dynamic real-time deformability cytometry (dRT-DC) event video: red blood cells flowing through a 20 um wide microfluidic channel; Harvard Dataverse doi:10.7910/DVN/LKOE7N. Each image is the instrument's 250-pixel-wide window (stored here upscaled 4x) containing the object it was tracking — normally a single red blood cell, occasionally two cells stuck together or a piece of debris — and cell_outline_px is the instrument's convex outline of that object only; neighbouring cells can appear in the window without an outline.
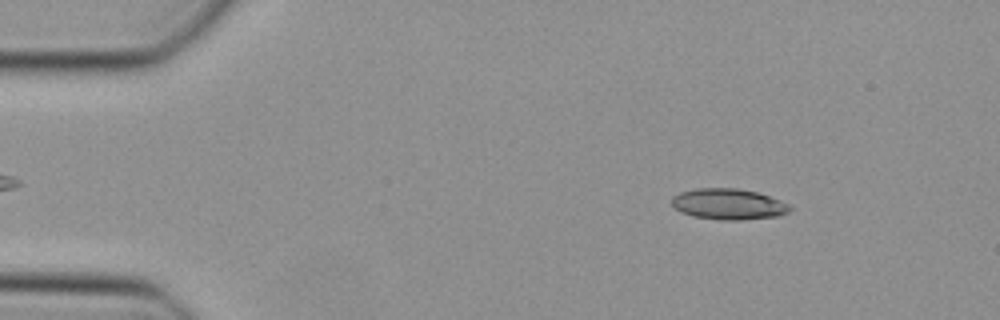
{"species": "Egyptian fruit bat (a non-hibernating species)", "species_latin": "Rousettus aegyptiacus", "temperature_condition": "cold", "stored_images_in_passage": 47, "camera_frame_rate_fps": 3000, "um_per_image_px": 0.085, "animal": {"sex": "female"}, "frame": {"image": 1, "passage_image": 6, "time_ms": 1.667, "image_size_px": [1000, 320], "cell_outline_px": [[792, 208], [788, 212], [780, 216], [744, 220], [720, 220], [692, 216], [680, 212], [672, 204], [672, 196], [680, 192], [696, 188], [736, 188], [756, 192], [780, 200], [788, 204]], "centroid_in_image_um": [61.91, 17.36], "position_along_channel_um": 23.1, "area_um2": 21.39}}
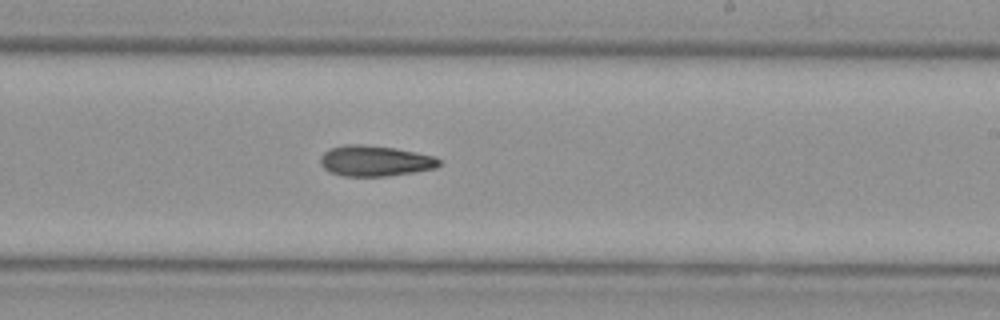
{"frame": {"image": 2, "passage_image": 28, "time_ms": 9.0, "image_size_px": [1000, 320], "cell_outline_px": [[440, 164], [436, 168], [412, 172], [384, 176], [344, 176], [332, 172], [324, 168], [320, 164], [320, 156], [328, 148], [344, 144], [364, 144], [396, 148], [436, 156], [440, 160]], "centroid_in_image_um": [31.86, 13.65], "position_along_channel_um": 257.1, "area_um2": 21.33}}
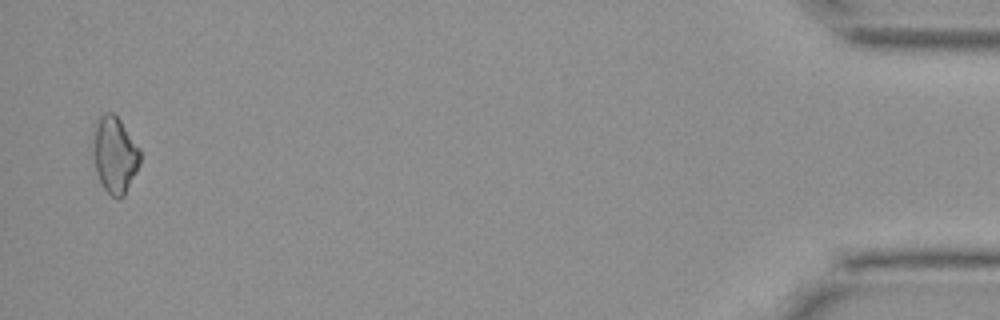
{"frame": {"image": 3, "passage_image": 46, "time_ms": 15.0, "image_size_px": [1000, 320], "cell_outline_px": [[140, 164], [124, 196], [112, 196], [104, 188], [96, 172], [92, 152], [92, 124], [100, 116], [108, 112], [112, 112], [120, 120], [140, 148]], "centroid_in_image_um": [9.72, 13.1], "position_along_channel_um": 425.5, "area_um2": 21.15}}